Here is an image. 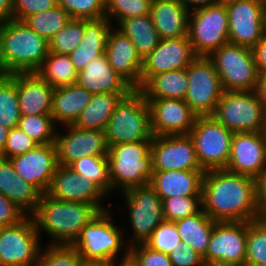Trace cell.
<instances>
[{
	"instance_id": "8",
	"label": "cell",
	"mask_w": 266,
	"mask_h": 266,
	"mask_svg": "<svg viewBox=\"0 0 266 266\" xmlns=\"http://www.w3.org/2000/svg\"><path fill=\"white\" fill-rule=\"evenodd\" d=\"M235 132H263L265 109L253 91H224L212 114Z\"/></svg>"
},
{
	"instance_id": "46",
	"label": "cell",
	"mask_w": 266,
	"mask_h": 266,
	"mask_svg": "<svg viewBox=\"0 0 266 266\" xmlns=\"http://www.w3.org/2000/svg\"><path fill=\"white\" fill-rule=\"evenodd\" d=\"M182 241L175 222L162 221L145 241V245L153 250L169 254Z\"/></svg>"
},
{
	"instance_id": "60",
	"label": "cell",
	"mask_w": 266,
	"mask_h": 266,
	"mask_svg": "<svg viewBox=\"0 0 266 266\" xmlns=\"http://www.w3.org/2000/svg\"><path fill=\"white\" fill-rule=\"evenodd\" d=\"M204 266H244V265L235 264V263L209 262V263H204Z\"/></svg>"
},
{
	"instance_id": "28",
	"label": "cell",
	"mask_w": 266,
	"mask_h": 266,
	"mask_svg": "<svg viewBox=\"0 0 266 266\" xmlns=\"http://www.w3.org/2000/svg\"><path fill=\"white\" fill-rule=\"evenodd\" d=\"M108 18L83 19V40L68 56L79 73L91 60L105 54L107 38L113 27Z\"/></svg>"
},
{
	"instance_id": "14",
	"label": "cell",
	"mask_w": 266,
	"mask_h": 266,
	"mask_svg": "<svg viewBox=\"0 0 266 266\" xmlns=\"http://www.w3.org/2000/svg\"><path fill=\"white\" fill-rule=\"evenodd\" d=\"M229 43L251 48L266 32V5L263 0H238L226 6Z\"/></svg>"
},
{
	"instance_id": "16",
	"label": "cell",
	"mask_w": 266,
	"mask_h": 266,
	"mask_svg": "<svg viewBox=\"0 0 266 266\" xmlns=\"http://www.w3.org/2000/svg\"><path fill=\"white\" fill-rule=\"evenodd\" d=\"M64 127L67 134L56 133L55 139L58 165L69 166L82 157L108 155L105 131L80 129L73 124Z\"/></svg>"
},
{
	"instance_id": "21",
	"label": "cell",
	"mask_w": 266,
	"mask_h": 266,
	"mask_svg": "<svg viewBox=\"0 0 266 266\" xmlns=\"http://www.w3.org/2000/svg\"><path fill=\"white\" fill-rule=\"evenodd\" d=\"M153 136L189 135L197 115L180 99H145Z\"/></svg>"
},
{
	"instance_id": "37",
	"label": "cell",
	"mask_w": 266,
	"mask_h": 266,
	"mask_svg": "<svg viewBox=\"0 0 266 266\" xmlns=\"http://www.w3.org/2000/svg\"><path fill=\"white\" fill-rule=\"evenodd\" d=\"M80 176H86L98 184L107 194L112 192L107 156L82 157L69 166Z\"/></svg>"
},
{
	"instance_id": "7",
	"label": "cell",
	"mask_w": 266,
	"mask_h": 266,
	"mask_svg": "<svg viewBox=\"0 0 266 266\" xmlns=\"http://www.w3.org/2000/svg\"><path fill=\"white\" fill-rule=\"evenodd\" d=\"M234 133L213 116H197L189 136L204 171L226 168L231 155Z\"/></svg>"
},
{
	"instance_id": "5",
	"label": "cell",
	"mask_w": 266,
	"mask_h": 266,
	"mask_svg": "<svg viewBox=\"0 0 266 266\" xmlns=\"http://www.w3.org/2000/svg\"><path fill=\"white\" fill-rule=\"evenodd\" d=\"M105 134L108 146L152 140L149 105L138 89L116 105Z\"/></svg>"
},
{
	"instance_id": "43",
	"label": "cell",
	"mask_w": 266,
	"mask_h": 266,
	"mask_svg": "<svg viewBox=\"0 0 266 266\" xmlns=\"http://www.w3.org/2000/svg\"><path fill=\"white\" fill-rule=\"evenodd\" d=\"M82 257L72 245L42 246L36 266H81Z\"/></svg>"
},
{
	"instance_id": "2",
	"label": "cell",
	"mask_w": 266,
	"mask_h": 266,
	"mask_svg": "<svg viewBox=\"0 0 266 266\" xmlns=\"http://www.w3.org/2000/svg\"><path fill=\"white\" fill-rule=\"evenodd\" d=\"M101 212L95 205L57 200L42 194L38 207L31 215L37 232H46L51 245H73L82 228Z\"/></svg>"
},
{
	"instance_id": "31",
	"label": "cell",
	"mask_w": 266,
	"mask_h": 266,
	"mask_svg": "<svg viewBox=\"0 0 266 266\" xmlns=\"http://www.w3.org/2000/svg\"><path fill=\"white\" fill-rule=\"evenodd\" d=\"M188 89L187 69L152 75L138 90L145 99L185 100Z\"/></svg>"
},
{
	"instance_id": "10",
	"label": "cell",
	"mask_w": 266,
	"mask_h": 266,
	"mask_svg": "<svg viewBox=\"0 0 266 266\" xmlns=\"http://www.w3.org/2000/svg\"><path fill=\"white\" fill-rule=\"evenodd\" d=\"M188 38L197 56H209L229 43L226 6L214 4L190 11Z\"/></svg>"
},
{
	"instance_id": "26",
	"label": "cell",
	"mask_w": 266,
	"mask_h": 266,
	"mask_svg": "<svg viewBox=\"0 0 266 266\" xmlns=\"http://www.w3.org/2000/svg\"><path fill=\"white\" fill-rule=\"evenodd\" d=\"M204 170L153 171L150 185L161 200L174 196H202Z\"/></svg>"
},
{
	"instance_id": "20",
	"label": "cell",
	"mask_w": 266,
	"mask_h": 266,
	"mask_svg": "<svg viewBox=\"0 0 266 266\" xmlns=\"http://www.w3.org/2000/svg\"><path fill=\"white\" fill-rule=\"evenodd\" d=\"M196 57L188 36L160 39L158 46L143 58L140 87L152 75L187 68Z\"/></svg>"
},
{
	"instance_id": "41",
	"label": "cell",
	"mask_w": 266,
	"mask_h": 266,
	"mask_svg": "<svg viewBox=\"0 0 266 266\" xmlns=\"http://www.w3.org/2000/svg\"><path fill=\"white\" fill-rule=\"evenodd\" d=\"M83 40V19H71L49 41V52L69 55Z\"/></svg>"
},
{
	"instance_id": "58",
	"label": "cell",
	"mask_w": 266,
	"mask_h": 266,
	"mask_svg": "<svg viewBox=\"0 0 266 266\" xmlns=\"http://www.w3.org/2000/svg\"><path fill=\"white\" fill-rule=\"evenodd\" d=\"M9 128L4 127L3 125H0V157L2 156L4 152V148L7 143V137L9 133Z\"/></svg>"
},
{
	"instance_id": "30",
	"label": "cell",
	"mask_w": 266,
	"mask_h": 266,
	"mask_svg": "<svg viewBox=\"0 0 266 266\" xmlns=\"http://www.w3.org/2000/svg\"><path fill=\"white\" fill-rule=\"evenodd\" d=\"M92 94L77 84L54 88L51 116L55 124H74L91 101Z\"/></svg>"
},
{
	"instance_id": "55",
	"label": "cell",
	"mask_w": 266,
	"mask_h": 266,
	"mask_svg": "<svg viewBox=\"0 0 266 266\" xmlns=\"http://www.w3.org/2000/svg\"><path fill=\"white\" fill-rule=\"evenodd\" d=\"M13 20V1L0 0V25Z\"/></svg>"
},
{
	"instance_id": "56",
	"label": "cell",
	"mask_w": 266,
	"mask_h": 266,
	"mask_svg": "<svg viewBox=\"0 0 266 266\" xmlns=\"http://www.w3.org/2000/svg\"><path fill=\"white\" fill-rule=\"evenodd\" d=\"M189 11L217 4V0H180Z\"/></svg>"
},
{
	"instance_id": "6",
	"label": "cell",
	"mask_w": 266,
	"mask_h": 266,
	"mask_svg": "<svg viewBox=\"0 0 266 266\" xmlns=\"http://www.w3.org/2000/svg\"><path fill=\"white\" fill-rule=\"evenodd\" d=\"M109 211L99 212L82 228L78 239L72 245L83 261L114 262L118 260V254L123 248H130L123 241V233L113 222V215L111 216Z\"/></svg>"
},
{
	"instance_id": "32",
	"label": "cell",
	"mask_w": 266,
	"mask_h": 266,
	"mask_svg": "<svg viewBox=\"0 0 266 266\" xmlns=\"http://www.w3.org/2000/svg\"><path fill=\"white\" fill-rule=\"evenodd\" d=\"M129 94H93L90 103L73 124L80 129L105 131L116 105Z\"/></svg>"
},
{
	"instance_id": "18",
	"label": "cell",
	"mask_w": 266,
	"mask_h": 266,
	"mask_svg": "<svg viewBox=\"0 0 266 266\" xmlns=\"http://www.w3.org/2000/svg\"><path fill=\"white\" fill-rule=\"evenodd\" d=\"M247 222H216L204 263H235L245 266Z\"/></svg>"
},
{
	"instance_id": "44",
	"label": "cell",
	"mask_w": 266,
	"mask_h": 266,
	"mask_svg": "<svg viewBox=\"0 0 266 266\" xmlns=\"http://www.w3.org/2000/svg\"><path fill=\"white\" fill-rule=\"evenodd\" d=\"M152 0H106L105 17L110 21L150 14Z\"/></svg>"
},
{
	"instance_id": "40",
	"label": "cell",
	"mask_w": 266,
	"mask_h": 266,
	"mask_svg": "<svg viewBox=\"0 0 266 266\" xmlns=\"http://www.w3.org/2000/svg\"><path fill=\"white\" fill-rule=\"evenodd\" d=\"M51 115L21 116L18 128L37 144L55 143L57 127Z\"/></svg>"
},
{
	"instance_id": "19",
	"label": "cell",
	"mask_w": 266,
	"mask_h": 266,
	"mask_svg": "<svg viewBox=\"0 0 266 266\" xmlns=\"http://www.w3.org/2000/svg\"><path fill=\"white\" fill-rule=\"evenodd\" d=\"M231 155L225 169L259 179L266 172V135L264 132H235Z\"/></svg>"
},
{
	"instance_id": "12",
	"label": "cell",
	"mask_w": 266,
	"mask_h": 266,
	"mask_svg": "<svg viewBox=\"0 0 266 266\" xmlns=\"http://www.w3.org/2000/svg\"><path fill=\"white\" fill-rule=\"evenodd\" d=\"M32 216L0 228V266H36L42 249Z\"/></svg>"
},
{
	"instance_id": "35",
	"label": "cell",
	"mask_w": 266,
	"mask_h": 266,
	"mask_svg": "<svg viewBox=\"0 0 266 266\" xmlns=\"http://www.w3.org/2000/svg\"><path fill=\"white\" fill-rule=\"evenodd\" d=\"M36 73L52 88L76 84L78 74L68 55L52 52L48 53Z\"/></svg>"
},
{
	"instance_id": "24",
	"label": "cell",
	"mask_w": 266,
	"mask_h": 266,
	"mask_svg": "<svg viewBox=\"0 0 266 266\" xmlns=\"http://www.w3.org/2000/svg\"><path fill=\"white\" fill-rule=\"evenodd\" d=\"M105 54L110 66L135 89H139L143 58L132 41L117 28L110 29Z\"/></svg>"
},
{
	"instance_id": "52",
	"label": "cell",
	"mask_w": 266,
	"mask_h": 266,
	"mask_svg": "<svg viewBox=\"0 0 266 266\" xmlns=\"http://www.w3.org/2000/svg\"><path fill=\"white\" fill-rule=\"evenodd\" d=\"M250 49L258 74L266 73V32L263 34L262 38Z\"/></svg>"
},
{
	"instance_id": "27",
	"label": "cell",
	"mask_w": 266,
	"mask_h": 266,
	"mask_svg": "<svg viewBox=\"0 0 266 266\" xmlns=\"http://www.w3.org/2000/svg\"><path fill=\"white\" fill-rule=\"evenodd\" d=\"M150 15L160 39L188 36L190 11L180 0H152Z\"/></svg>"
},
{
	"instance_id": "42",
	"label": "cell",
	"mask_w": 266,
	"mask_h": 266,
	"mask_svg": "<svg viewBox=\"0 0 266 266\" xmlns=\"http://www.w3.org/2000/svg\"><path fill=\"white\" fill-rule=\"evenodd\" d=\"M164 220L175 222L202 209V196H174L162 201Z\"/></svg>"
},
{
	"instance_id": "15",
	"label": "cell",
	"mask_w": 266,
	"mask_h": 266,
	"mask_svg": "<svg viewBox=\"0 0 266 266\" xmlns=\"http://www.w3.org/2000/svg\"><path fill=\"white\" fill-rule=\"evenodd\" d=\"M150 153L153 171L203 170L189 135L153 136Z\"/></svg>"
},
{
	"instance_id": "45",
	"label": "cell",
	"mask_w": 266,
	"mask_h": 266,
	"mask_svg": "<svg viewBox=\"0 0 266 266\" xmlns=\"http://www.w3.org/2000/svg\"><path fill=\"white\" fill-rule=\"evenodd\" d=\"M72 19H100L105 17L106 0H57Z\"/></svg>"
},
{
	"instance_id": "17",
	"label": "cell",
	"mask_w": 266,
	"mask_h": 266,
	"mask_svg": "<svg viewBox=\"0 0 266 266\" xmlns=\"http://www.w3.org/2000/svg\"><path fill=\"white\" fill-rule=\"evenodd\" d=\"M47 194L57 200L95 205L100 211L110 210L102 202L107 193L93 180L80 176L68 166L56 168Z\"/></svg>"
},
{
	"instance_id": "33",
	"label": "cell",
	"mask_w": 266,
	"mask_h": 266,
	"mask_svg": "<svg viewBox=\"0 0 266 266\" xmlns=\"http://www.w3.org/2000/svg\"><path fill=\"white\" fill-rule=\"evenodd\" d=\"M215 223L203 209L192 216L175 221L181 240L202 258L207 252Z\"/></svg>"
},
{
	"instance_id": "36",
	"label": "cell",
	"mask_w": 266,
	"mask_h": 266,
	"mask_svg": "<svg viewBox=\"0 0 266 266\" xmlns=\"http://www.w3.org/2000/svg\"><path fill=\"white\" fill-rule=\"evenodd\" d=\"M71 19L70 15L57 5L44 12L28 16L23 22L49 42Z\"/></svg>"
},
{
	"instance_id": "22",
	"label": "cell",
	"mask_w": 266,
	"mask_h": 266,
	"mask_svg": "<svg viewBox=\"0 0 266 266\" xmlns=\"http://www.w3.org/2000/svg\"><path fill=\"white\" fill-rule=\"evenodd\" d=\"M15 172L43 194L50 188L58 165L55 143L39 144L27 153L9 159Z\"/></svg>"
},
{
	"instance_id": "13",
	"label": "cell",
	"mask_w": 266,
	"mask_h": 266,
	"mask_svg": "<svg viewBox=\"0 0 266 266\" xmlns=\"http://www.w3.org/2000/svg\"><path fill=\"white\" fill-rule=\"evenodd\" d=\"M126 200L132 228L129 247L143 244L164 221L162 200L150 185L133 187L122 192Z\"/></svg>"
},
{
	"instance_id": "53",
	"label": "cell",
	"mask_w": 266,
	"mask_h": 266,
	"mask_svg": "<svg viewBox=\"0 0 266 266\" xmlns=\"http://www.w3.org/2000/svg\"><path fill=\"white\" fill-rule=\"evenodd\" d=\"M258 208L261 219L266 220V172L258 179Z\"/></svg>"
},
{
	"instance_id": "25",
	"label": "cell",
	"mask_w": 266,
	"mask_h": 266,
	"mask_svg": "<svg viewBox=\"0 0 266 266\" xmlns=\"http://www.w3.org/2000/svg\"><path fill=\"white\" fill-rule=\"evenodd\" d=\"M10 75L16 80L21 116L51 115L54 88L36 72Z\"/></svg>"
},
{
	"instance_id": "61",
	"label": "cell",
	"mask_w": 266,
	"mask_h": 266,
	"mask_svg": "<svg viewBox=\"0 0 266 266\" xmlns=\"http://www.w3.org/2000/svg\"><path fill=\"white\" fill-rule=\"evenodd\" d=\"M238 0H217V4L227 6L228 4L234 3Z\"/></svg>"
},
{
	"instance_id": "62",
	"label": "cell",
	"mask_w": 266,
	"mask_h": 266,
	"mask_svg": "<svg viewBox=\"0 0 266 266\" xmlns=\"http://www.w3.org/2000/svg\"><path fill=\"white\" fill-rule=\"evenodd\" d=\"M7 75V73L5 72V70L3 69V67L0 65V82L2 81V79Z\"/></svg>"
},
{
	"instance_id": "9",
	"label": "cell",
	"mask_w": 266,
	"mask_h": 266,
	"mask_svg": "<svg viewBox=\"0 0 266 266\" xmlns=\"http://www.w3.org/2000/svg\"><path fill=\"white\" fill-rule=\"evenodd\" d=\"M224 91H253L258 71L249 47L227 43L208 56Z\"/></svg>"
},
{
	"instance_id": "1",
	"label": "cell",
	"mask_w": 266,
	"mask_h": 266,
	"mask_svg": "<svg viewBox=\"0 0 266 266\" xmlns=\"http://www.w3.org/2000/svg\"><path fill=\"white\" fill-rule=\"evenodd\" d=\"M202 209L215 222H252L261 219L258 180L225 168L205 171Z\"/></svg>"
},
{
	"instance_id": "49",
	"label": "cell",
	"mask_w": 266,
	"mask_h": 266,
	"mask_svg": "<svg viewBox=\"0 0 266 266\" xmlns=\"http://www.w3.org/2000/svg\"><path fill=\"white\" fill-rule=\"evenodd\" d=\"M13 20L24 21L28 16L56 7L57 0H12Z\"/></svg>"
},
{
	"instance_id": "51",
	"label": "cell",
	"mask_w": 266,
	"mask_h": 266,
	"mask_svg": "<svg viewBox=\"0 0 266 266\" xmlns=\"http://www.w3.org/2000/svg\"><path fill=\"white\" fill-rule=\"evenodd\" d=\"M26 216L14 202L0 193V228L15 225Z\"/></svg>"
},
{
	"instance_id": "57",
	"label": "cell",
	"mask_w": 266,
	"mask_h": 266,
	"mask_svg": "<svg viewBox=\"0 0 266 266\" xmlns=\"http://www.w3.org/2000/svg\"><path fill=\"white\" fill-rule=\"evenodd\" d=\"M121 258V262L118 263L119 260H116L113 262V266H137L134 261L129 257V249H125V253Z\"/></svg>"
},
{
	"instance_id": "38",
	"label": "cell",
	"mask_w": 266,
	"mask_h": 266,
	"mask_svg": "<svg viewBox=\"0 0 266 266\" xmlns=\"http://www.w3.org/2000/svg\"><path fill=\"white\" fill-rule=\"evenodd\" d=\"M16 80L6 75L0 82V125L12 129L20 119Z\"/></svg>"
},
{
	"instance_id": "23",
	"label": "cell",
	"mask_w": 266,
	"mask_h": 266,
	"mask_svg": "<svg viewBox=\"0 0 266 266\" xmlns=\"http://www.w3.org/2000/svg\"><path fill=\"white\" fill-rule=\"evenodd\" d=\"M76 84L93 94H130L135 88L109 64L106 54L89 61L77 74Z\"/></svg>"
},
{
	"instance_id": "3",
	"label": "cell",
	"mask_w": 266,
	"mask_h": 266,
	"mask_svg": "<svg viewBox=\"0 0 266 266\" xmlns=\"http://www.w3.org/2000/svg\"><path fill=\"white\" fill-rule=\"evenodd\" d=\"M49 53V42L24 22L0 25V65L7 75L37 72Z\"/></svg>"
},
{
	"instance_id": "63",
	"label": "cell",
	"mask_w": 266,
	"mask_h": 266,
	"mask_svg": "<svg viewBox=\"0 0 266 266\" xmlns=\"http://www.w3.org/2000/svg\"><path fill=\"white\" fill-rule=\"evenodd\" d=\"M263 132L266 135V109H265V118H264V128H263Z\"/></svg>"
},
{
	"instance_id": "59",
	"label": "cell",
	"mask_w": 266,
	"mask_h": 266,
	"mask_svg": "<svg viewBox=\"0 0 266 266\" xmlns=\"http://www.w3.org/2000/svg\"><path fill=\"white\" fill-rule=\"evenodd\" d=\"M81 266H113L111 261H83Z\"/></svg>"
},
{
	"instance_id": "50",
	"label": "cell",
	"mask_w": 266,
	"mask_h": 266,
	"mask_svg": "<svg viewBox=\"0 0 266 266\" xmlns=\"http://www.w3.org/2000/svg\"><path fill=\"white\" fill-rule=\"evenodd\" d=\"M168 255L172 266H204L202 257L183 241H180Z\"/></svg>"
},
{
	"instance_id": "48",
	"label": "cell",
	"mask_w": 266,
	"mask_h": 266,
	"mask_svg": "<svg viewBox=\"0 0 266 266\" xmlns=\"http://www.w3.org/2000/svg\"><path fill=\"white\" fill-rule=\"evenodd\" d=\"M37 144L24 131L18 127L9 130L7 143L2 154V158L11 159L12 157L27 153L34 149Z\"/></svg>"
},
{
	"instance_id": "29",
	"label": "cell",
	"mask_w": 266,
	"mask_h": 266,
	"mask_svg": "<svg viewBox=\"0 0 266 266\" xmlns=\"http://www.w3.org/2000/svg\"><path fill=\"white\" fill-rule=\"evenodd\" d=\"M0 193L14 202L27 216L38 207L42 192L17 175L9 159L0 157Z\"/></svg>"
},
{
	"instance_id": "47",
	"label": "cell",
	"mask_w": 266,
	"mask_h": 266,
	"mask_svg": "<svg viewBox=\"0 0 266 266\" xmlns=\"http://www.w3.org/2000/svg\"><path fill=\"white\" fill-rule=\"evenodd\" d=\"M129 257L137 266H172L168 254L153 250L144 243L131 246Z\"/></svg>"
},
{
	"instance_id": "4",
	"label": "cell",
	"mask_w": 266,
	"mask_h": 266,
	"mask_svg": "<svg viewBox=\"0 0 266 266\" xmlns=\"http://www.w3.org/2000/svg\"><path fill=\"white\" fill-rule=\"evenodd\" d=\"M151 143L152 140H143L109 146L107 158L112 191L124 192L150 184L153 175Z\"/></svg>"
},
{
	"instance_id": "54",
	"label": "cell",
	"mask_w": 266,
	"mask_h": 266,
	"mask_svg": "<svg viewBox=\"0 0 266 266\" xmlns=\"http://www.w3.org/2000/svg\"><path fill=\"white\" fill-rule=\"evenodd\" d=\"M253 92L258 97L264 109H266V73L258 75Z\"/></svg>"
},
{
	"instance_id": "11",
	"label": "cell",
	"mask_w": 266,
	"mask_h": 266,
	"mask_svg": "<svg viewBox=\"0 0 266 266\" xmlns=\"http://www.w3.org/2000/svg\"><path fill=\"white\" fill-rule=\"evenodd\" d=\"M185 102L197 116H212L224 92L220 76L208 56H197L187 66Z\"/></svg>"
},
{
	"instance_id": "34",
	"label": "cell",
	"mask_w": 266,
	"mask_h": 266,
	"mask_svg": "<svg viewBox=\"0 0 266 266\" xmlns=\"http://www.w3.org/2000/svg\"><path fill=\"white\" fill-rule=\"evenodd\" d=\"M116 25L119 26L117 30L132 41L142 58L151 53L160 42L150 14L123 19Z\"/></svg>"
},
{
	"instance_id": "39",
	"label": "cell",
	"mask_w": 266,
	"mask_h": 266,
	"mask_svg": "<svg viewBox=\"0 0 266 266\" xmlns=\"http://www.w3.org/2000/svg\"><path fill=\"white\" fill-rule=\"evenodd\" d=\"M245 266H266V220L247 222Z\"/></svg>"
}]
</instances>
